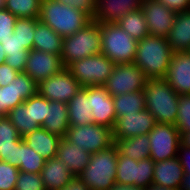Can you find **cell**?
<instances>
[{
  "label": "cell",
  "instance_id": "cell-42",
  "mask_svg": "<svg viewBox=\"0 0 190 190\" xmlns=\"http://www.w3.org/2000/svg\"><path fill=\"white\" fill-rule=\"evenodd\" d=\"M61 4L83 11L91 19L96 11V0H56Z\"/></svg>",
  "mask_w": 190,
  "mask_h": 190
},
{
  "label": "cell",
  "instance_id": "cell-30",
  "mask_svg": "<svg viewBox=\"0 0 190 190\" xmlns=\"http://www.w3.org/2000/svg\"><path fill=\"white\" fill-rule=\"evenodd\" d=\"M6 117L16 127L21 138L41 127L36 121H32L31 97L8 112Z\"/></svg>",
  "mask_w": 190,
  "mask_h": 190
},
{
  "label": "cell",
  "instance_id": "cell-50",
  "mask_svg": "<svg viewBox=\"0 0 190 190\" xmlns=\"http://www.w3.org/2000/svg\"><path fill=\"white\" fill-rule=\"evenodd\" d=\"M146 190H178V189L168 188L166 186L156 185L152 183L149 187L146 188Z\"/></svg>",
  "mask_w": 190,
  "mask_h": 190
},
{
  "label": "cell",
  "instance_id": "cell-43",
  "mask_svg": "<svg viewBox=\"0 0 190 190\" xmlns=\"http://www.w3.org/2000/svg\"><path fill=\"white\" fill-rule=\"evenodd\" d=\"M18 71L11 68L8 64L0 65V87L9 85L18 75Z\"/></svg>",
  "mask_w": 190,
  "mask_h": 190
},
{
  "label": "cell",
  "instance_id": "cell-23",
  "mask_svg": "<svg viewBox=\"0 0 190 190\" xmlns=\"http://www.w3.org/2000/svg\"><path fill=\"white\" fill-rule=\"evenodd\" d=\"M90 156L91 153L68 142L65 138L61 139L56 155L74 176H78L84 170L90 162Z\"/></svg>",
  "mask_w": 190,
  "mask_h": 190
},
{
  "label": "cell",
  "instance_id": "cell-41",
  "mask_svg": "<svg viewBox=\"0 0 190 190\" xmlns=\"http://www.w3.org/2000/svg\"><path fill=\"white\" fill-rule=\"evenodd\" d=\"M17 17L3 8L0 10V40L12 36Z\"/></svg>",
  "mask_w": 190,
  "mask_h": 190
},
{
  "label": "cell",
  "instance_id": "cell-27",
  "mask_svg": "<svg viewBox=\"0 0 190 190\" xmlns=\"http://www.w3.org/2000/svg\"><path fill=\"white\" fill-rule=\"evenodd\" d=\"M69 125H89L93 124L92 108L90 97L87 92L81 88L67 103Z\"/></svg>",
  "mask_w": 190,
  "mask_h": 190
},
{
  "label": "cell",
  "instance_id": "cell-21",
  "mask_svg": "<svg viewBox=\"0 0 190 190\" xmlns=\"http://www.w3.org/2000/svg\"><path fill=\"white\" fill-rule=\"evenodd\" d=\"M23 141L45 160L56 157L61 137L39 127L24 136Z\"/></svg>",
  "mask_w": 190,
  "mask_h": 190
},
{
  "label": "cell",
  "instance_id": "cell-9",
  "mask_svg": "<svg viewBox=\"0 0 190 190\" xmlns=\"http://www.w3.org/2000/svg\"><path fill=\"white\" fill-rule=\"evenodd\" d=\"M153 173L154 161L150 157L136 161L118 151L115 182L147 188L153 183Z\"/></svg>",
  "mask_w": 190,
  "mask_h": 190
},
{
  "label": "cell",
  "instance_id": "cell-53",
  "mask_svg": "<svg viewBox=\"0 0 190 190\" xmlns=\"http://www.w3.org/2000/svg\"><path fill=\"white\" fill-rule=\"evenodd\" d=\"M3 1V3L5 4V3H7L9 0H2Z\"/></svg>",
  "mask_w": 190,
  "mask_h": 190
},
{
  "label": "cell",
  "instance_id": "cell-34",
  "mask_svg": "<svg viewBox=\"0 0 190 190\" xmlns=\"http://www.w3.org/2000/svg\"><path fill=\"white\" fill-rule=\"evenodd\" d=\"M45 161L46 160L35 150L28 147L23 139L20 140V155L18 160L19 171L41 173Z\"/></svg>",
  "mask_w": 190,
  "mask_h": 190
},
{
  "label": "cell",
  "instance_id": "cell-37",
  "mask_svg": "<svg viewBox=\"0 0 190 190\" xmlns=\"http://www.w3.org/2000/svg\"><path fill=\"white\" fill-rule=\"evenodd\" d=\"M175 127L180 135L184 132H190V94L178 97V115Z\"/></svg>",
  "mask_w": 190,
  "mask_h": 190
},
{
  "label": "cell",
  "instance_id": "cell-32",
  "mask_svg": "<svg viewBox=\"0 0 190 190\" xmlns=\"http://www.w3.org/2000/svg\"><path fill=\"white\" fill-rule=\"evenodd\" d=\"M6 54L5 63L18 72H24L28 52L18 40L15 33L5 40H0Z\"/></svg>",
  "mask_w": 190,
  "mask_h": 190
},
{
  "label": "cell",
  "instance_id": "cell-3",
  "mask_svg": "<svg viewBox=\"0 0 190 190\" xmlns=\"http://www.w3.org/2000/svg\"><path fill=\"white\" fill-rule=\"evenodd\" d=\"M118 147L114 143L109 148L92 153L90 162L78 175L89 190H109L116 182Z\"/></svg>",
  "mask_w": 190,
  "mask_h": 190
},
{
  "label": "cell",
  "instance_id": "cell-12",
  "mask_svg": "<svg viewBox=\"0 0 190 190\" xmlns=\"http://www.w3.org/2000/svg\"><path fill=\"white\" fill-rule=\"evenodd\" d=\"M38 93V84L26 73L19 72L9 85L0 87V117Z\"/></svg>",
  "mask_w": 190,
  "mask_h": 190
},
{
  "label": "cell",
  "instance_id": "cell-40",
  "mask_svg": "<svg viewBox=\"0 0 190 190\" xmlns=\"http://www.w3.org/2000/svg\"><path fill=\"white\" fill-rule=\"evenodd\" d=\"M32 121H36L40 126L43 125L47 116V99L39 93L31 97Z\"/></svg>",
  "mask_w": 190,
  "mask_h": 190
},
{
  "label": "cell",
  "instance_id": "cell-16",
  "mask_svg": "<svg viewBox=\"0 0 190 190\" xmlns=\"http://www.w3.org/2000/svg\"><path fill=\"white\" fill-rule=\"evenodd\" d=\"M90 97L93 122L107 128H114L116 122L113 97L105 86L95 85L82 87Z\"/></svg>",
  "mask_w": 190,
  "mask_h": 190
},
{
  "label": "cell",
  "instance_id": "cell-36",
  "mask_svg": "<svg viewBox=\"0 0 190 190\" xmlns=\"http://www.w3.org/2000/svg\"><path fill=\"white\" fill-rule=\"evenodd\" d=\"M36 27V19L33 18H17L14 32L18 40L27 51L33 49L34 31Z\"/></svg>",
  "mask_w": 190,
  "mask_h": 190
},
{
  "label": "cell",
  "instance_id": "cell-51",
  "mask_svg": "<svg viewBox=\"0 0 190 190\" xmlns=\"http://www.w3.org/2000/svg\"><path fill=\"white\" fill-rule=\"evenodd\" d=\"M6 60V54L5 51L3 49L2 43L0 42V65L4 64Z\"/></svg>",
  "mask_w": 190,
  "mask_h": 190
},
{
  "label": "cell",
  "instance_id": "cell-5",
  "mask_svg": "<svg viewBox=\"0 0 190 190\" xmlns=\"http://www.w3.org/2000/svg\"><path fill=\"white\" fill-rule=\"evenodd\" d=\"M101 53V25L91 20L81 30L63 38L60 55L64 68L71 63Z\"/></svg>",
  "mask_w": 190,
  "mask_h": 190
},
{
  "label": "cell",
  "instance_id": "cell-20",
  "mask_svg": "<svg viewBox=\"0 0 190 190\" xmlns=\"http://www.w3.org/2000/svg\"><path fill=\"white\" fill-rule=\"evenodd\" d=\"M20 137L16 127L6 117H0V161L18 168Z\"/></svg>",
  "mask_w": 190,
  "mask_h": 190
},
{
  "label": "cell",
  "instance_id": "cell-49",
  "mask_svg": "<svg viewBox=\"0 0 190 190\" xmlns=\"http://www.w3.org/2000/svg\"><path fill=\"white\" fill-rule=\"evenodd\" d=\"M181 145L190 147V132H184L180 136Z\"/></svg>",
  "mask_w": 190,
  "mask_h": 190
},
{
  "label": "cell",
  "instance_id": "cell-48",
  "mask_svg": "<svg viewBox=\"0 0 190 190\" xmlns=\"http://www.w3.org/2000/svg\"><path fill=\"white\" fill-rule=\"evenodd\" d=\"M179 190H190V173H184Z\"/></svg>",
  "mask_w": 190,
  "mask_h": 190
},
{
  "label": "cell",
  "instance_id": "cell-7",
  "mask_svg": "<svg viewBox=\"0 0 190 190\" xmlns=\"http://www.w3.org/2000/svg\"><path fill=\"white\" fill-rule=\"evenodd\" d=\"M115 64L102 53L84 57L71 63L67 69L82 87L107 83Z\"/></svg>",
  "mask_w": 190,
  "mask_h": 190
},
{
  "label": "cell",
  "instance_id": "cell-33",
  "mask_svg": "<svg viewBox=\"0 0 190 190\" xmlns=\"http://www.w3.org/2000/svg\"><path fill=\"white\" fill-rule=\"evenodd\" d=\"M117 24L137 41L149 35L147 23L141 8L130 11Z\"/></svg>",
  "mask_w": 190,
  "mask_h": 190
},
{
  "label": "cell",
  "instance_id": "cell-8",
  "mask_svg": "<svg viewBox=\"0 0 190 190\" xmlns=\"http://www.w3.org/2000/svg\"><path fill=\"white\" fill-rule=\"evenodd\" d=\"M64 138L91 154L114 144L112 129L95 123L83 126L70 125Z\"/></svg>",
  "mask_w": 190,
  "mask_h": 190
},
{
  "label": "cell",
  "instance_id": "cell-25",
  "mask_svg": "<svg viewBox=\"0 0 190 190\" xmlns=\"http://www.w3.org/2000/svg\"><path fill=\"white\" fill-rule=\"evenodd\" d=\"M167 40L173 52L190 50V10L176 13Z\"/></svg>",
  "mask_w": 190,
  "mask_h": 190
},
{
  "label": "cell",
  "instance_id": "cell-19",
  "mask_svg": "<svg viewBox=\"0 0 190 190\" xmlns=\"http://www.w3.org/2000/svg\"><path fill=\"white\" fill-rule=\"evenodd\" d=\"M143 0H96V11L92 18L98 24L117 23L130 11L139 9Z\"/></svg>",
  "mask_w": 190,
  "mask_h": 190
},
{
  "label": "cell",
  "instance_id": "cell-13",
  "mask_svg": "<svg viewBox=\"0 0 190 190\" xmlns=\"http://www.w3.org/2000/svg\"><path fill=\"white\" fill-rule=\"evenodd\" d=\"M82 88L67 68L59 73L42 80L38 84V93L49 101L68 103Z\"/></svg>",
  "mask_w": 190,
  "mask_h": 190
},
{
  "label": "cell",
  "instance_id": "cell-44",
  "mask_svg": "<svg viewBox=\"0 0 190 190\" xmlns=\"http://www.w3.org/2000/svg\"><path fill=\"white\" fill-rule=\"evenodd\" d=\"M175 13L190 10V0H157Z\"/></svg>",
  "mask_w": 190,
  "mask_h": 190
},
{
  "label": "cell",
  "instance_id": "cell-10",
  "mask_svg": "<svg viewBox=\"0 0 190 190\" xmlns=\"http://www.w3.org/2000/svg\"><path fill=\"white\" fill-rule=\"evenodd\" d=\"M147 80L144 71L134 63L115 64L113 72L104 86L113 97L144 90Z\"/></svg>",
  "mask_w": 190,
  "mask_h": 190
},
{
  "label": "cell",
  "instance_id": "cell-26",
  "mask_svg": "<svg viewBox=\"0 0 190 190\" xmlns=\"http://www.w3.org/2000/svg\"><path fill=\"white\" fill-rule=\"evenodd\" d=\"M69 126L67 103L47 100V116L41 127L64 138Z\"/></svg>",
  "mask_w": 190,
  "mask_h": 190
},
{
  "label": "cell",
  "instance_id": "cell-2",
  "mask_svg": "<svg viewBox=\"0 0 190 190\" xmlns=\"http://www.w3.org/2000/svg\"><path fill=\"white\" fill-rule=\"evenodd\" d=\"M145 105L156 123L175 125L179 94L164 78L148 79L144 86Z\"/></svg>",
  "mask_w": 190,
  "mask_h": 190
},
{
  "label": "cell",
  "instance_id": "cell-1",
  "mask_svg": "<svg viewBox=\"0 0 190 190\" xmlns=\"http://www.w3.org/2000/svg\"><path fill=\"white\" fill-rule=\"evenodd\" d=\"M173 53L167 38L148 35L137 43L134 64L148 79L165 78Z\"/></svg>",
  "mask_w": 190,
  "mask_h": 190
},
{
  "label": "cell",
  "instance_id": "cell-4",
  "mask_svg": "<svg viewBox=\"0 0 190 190\" xmlns=\"http://www.w3.org/2000/svg\"><path fill=\"white\" fill-rule=\"evenodd\" d=\"M39 20L64 38L81 30L92 19L83 11L56 0H42Z\"/></svg>",
  "mask_w": 190,
  "mask_h": 190
},
{
  "label": "cell",
  "instance_id": "cell-18",
  "mask_svg": "<svg viewBox=\"0 0 190 190\" xmlns=\"http://www.w3.org/2000/svg\"><path fill=\"white\" fill-rule=\"evenodd\" d=\"M167 83L179 94H190V53L174 52L169 63Z\"/></svg>",
  "mask_w": 190,
  "mask_h": 190
},
{
  "label": "cell",
  "instance_id": "cell-29",
  "mask_svg": "<svg viewBox=\"0 0 190 190\" xmlns=\"http://www.w3.org/2000/svg\"><path fill=\"white\" fill-rule=\"evenodd\" d=\"M115 144L121 155L139 161L150 157L149 135L143 134L136 137L117 140Z\"/></svg>",
  "mask_w": 190,
  "mask_h": 190
},
{
  "label": "cell",
  "instance_id": "cell-35",
  "mask_svg": "<svg viewBox=\"0 0 190 190\" xmlns=\"http://www.w3.org/2000/svg\"><path fill=\"white\" fill-rule=\"evenodd\" d=\"M42 0H9L4 8L17 18L39 19Z\"/></svg>",
  "mask_w": 190,
  "mask_h": 190
},
{
  "label": "cell",
  "instance_id": "cell-15",
  "mask_svg": "<svg viewBox=\"0 0 190 190\" xmlns=\"http://www.w3.org/2000/svg\"><path fill=\"white\" fill-rule=\"evenodd\" d=\"M156 125V120L147 108L131 115L116 119L113 131L114 143L124 138L148 134Z\"/></svg>",
  "mask_w": 190,
  "mask_h": 190
},
{
  "label": "cell",
  "instance_id": "cell-28",
  "mask_svg": "<svg viewBox=\"0 0 190 190\" xmlns=\"http://www.w3.org/2000/svg\"><path fill=\"white\" fill-rule=\"evenodd\" d=\"M33 37V49L54 55H61L63 37L39 19H36V27Z\"/></svg>",
  "mask_w": 190,
  "mask_h": 190
},
{
  "label": "cell",
  "instance_id": "cell-38",
  "mask_svg": "<svg viewBox=\"0 0 190 190\" xmlns=\"http://www.w3.org/2000/svg\"><path fill=\"white\" fill-rule=\"evenodd\" d=\"M15 190H46L40 173L19 172Z\"/></svg>",
  "mask_w": 190,
  "mask_h": 190
},
{
  "label": "cell",
  "instance_id": "cell-39",
  "mask_svg": "<svg viewBox=\"0 0 190 190\" xmlns=\"http://www.w3.org/2000/svg\"><path fill=\"white\" fill-rule=\"evenodd\" d=\"M19 168L0 161V190H15Z\"/></svg>",
  "mask_w": 190,
  "mask_h": 190
},
{
  "label": "cell",
  "instance_id": "cell-17",
  "mask_svg": "<svg viewBox=\"0 0 190 190\" xmlns=\"http://www.w3.org/2000/svg\"><path fill=\"white\" fill-rule=\"evenodd\" d=\"M63 68L59 55L32 49L28 52L24 73L39 84L42 80L59 73Z\"/></svg>",
  "mask_w": 190,
  "mask_h": 190
},
{
  "label": "cell",
  "instance_id": "cell-47",
  "mask_svg": "<svg viewBox=\"0 0 190 190\" xmlns=\"http://www.w3.org/2000/svg\"><path fill=\"white\" fill-rule=\"evenodd\" d=\"M109 190H146V188L116 182Z\"/></svg>",
  "mask_w": 190,
  "mask_h": 190
},
{
  "label": "cell",
  "instance_id": "cell-52",
  "mask_svg": "<svg viewBox=\"0 0 190 190\" xmlns=\"http://www.w3.org/2000/svg\"><path fill=\"white\" fill-rule=\"evenodd\" d=\"M4 8V3L2 0H0V10Z\"/></svg>",
  "mask_w": 190,
  "mask_h": 190
},
{
  "label": "cell",
  "instance_id": "cell-46",
  "mask_svg": "<svg viewBox=\"0 0 190 190\" xmlns=\"http://www.w3.org/2000/svg\"><path fill=\"white\" fill-rule=\"evenodd\" d=\"M61 190H89V187L79 178V176H73L69 183Z\"/></svg>",
  "mask_w": 190,
  "mask_h": 190
},
{
  "label": "cell",
  "instance_id": "cell-31",
  "mask_svg": "<svg viewBox=\"0 0 190 190\" xmlns=\"http://www.w3.org/2000/svg\"><path fill=\"white\" fill-rule=\"evenodd\" d=\"M116 119L131 115L146 108L144 90L113 96Z\"/></svg>",
  "mask_w": 190,
  "mask_h": 190
},
{
  "label": "cell",
  "instance_id": "cell-45",
  "mask_svg": "<svg viewBox=\"0 0 190 190\" xmlns=\"http://www.w3.org/2000/svg\"><path fill=\"white\" fill-rule=\"evenodd\" d=\"M177 158L183 167L184 173H190V147L180 144Z\"/></svg>",
  "mask_w": 190,
  "mask_h": 190
},
{
  "label": "cell",
  "instance_id": "cell-14",
  "mask_svg": "<svg viewBox=\"0 0 190 190\" xmlns=\"http://www.w3.org/2000/svg\"><path fill=\"white\" fill-rule=\"evenodd\" d=\"M149 35L167 38L175 22L176 13L157 0H143L140 7Z\"/></svg>",
  "mask_w": 190,
  "mask_h": 190
},
{
  "label": "cell",
  "instance_id": "cell-24",
  "mask_svg": "<svg viewBox=\"0 0 190 190\" xmlns=\"http://www.w3.org/2000/svg\"><path fill=\"white\" fill-rule=\"evenodd\" d=\"M40 174L46 190H61L74 176L57 157L46 160Z\"/></svg>",
  "mask_w": 190,
  "mask_h": 190
},
{
  "label": "cell",
  "instance_id": "cell-11",
  "mask_svg": "<svg viewBox=\"0 0 190 190\" xmlns=\"http://www.w3.org/2000/svg\"><path fill=\"white\" fill-rule=\"evenodd\" d=\"M148 135L150 158L154 162L177 157L181 135L175 125L156 123Z\"/></svg>",
  "mask_w": 190,
  "mask_h": 190
},
{
  "label": "cell",
  "instance_id": "cell-22",
  "mask_svg": "<svg viewBox=\"0 0 190 190\" xmlns=\"http://www.w3.org/2000/svg\"><path fill=\"white\" fill-rule=\"evenodd\" d=\"M184 170L177 157L154 162L153 184L179 190Z\"/></svg>",
  "mask_w": 190,
  "mask_h": 190
},
{
  "label": "cell",
  "instance_id": "cell-6",
  "mask_svg": "<svg viewBox=\"0 0 190 190\" xmlns=\"http://www.w3.org/2000/svg\"><path fill=\"white\" fill-rule=\"evenodd\" d=\"M101 53L114 64L134 63L138 41L117 23H101Z\"/></svg>",
  "mask_w": 190,
  "mask_h": 190
}]
</instances>
